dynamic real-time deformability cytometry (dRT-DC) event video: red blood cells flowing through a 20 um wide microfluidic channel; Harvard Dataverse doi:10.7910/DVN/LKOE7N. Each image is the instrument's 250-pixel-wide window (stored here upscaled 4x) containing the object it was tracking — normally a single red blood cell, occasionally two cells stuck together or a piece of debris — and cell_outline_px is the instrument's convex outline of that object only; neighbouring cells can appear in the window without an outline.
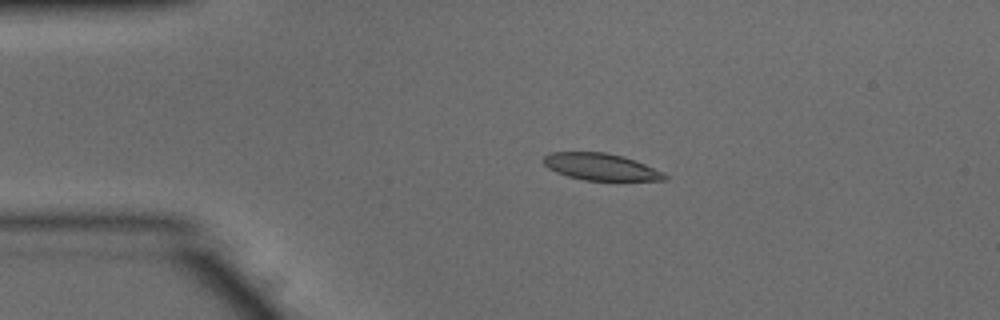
{"species": "common noctule bat (a hibernating species)", "species_latin": "Nyctalus noctula", "temperature_condition": "warm", "stored_images_in_passage": 42, "camera_frame_rate_fps": 3000, "um_per_image_px": 0.085, "animal": {"sex": "male", "body_mass_g": 15.6}, "frame": {"image": 1, "passage_image": 1, "time_ms": 0.0, "image_size_px": [1000, 320], "cell_outline_px": [[668, 180], [584, 180], [568, 176], [556, 172], [548, 168], [544, 164], [544, 156], [548, 152], [604, 152], [620, 156], [644, 164], [664, 172], [668, 176]], "centroid_in_image_um": [51.05, 14.18], "position_along_channel_um": 34.0, "area_um2": 18.73}}
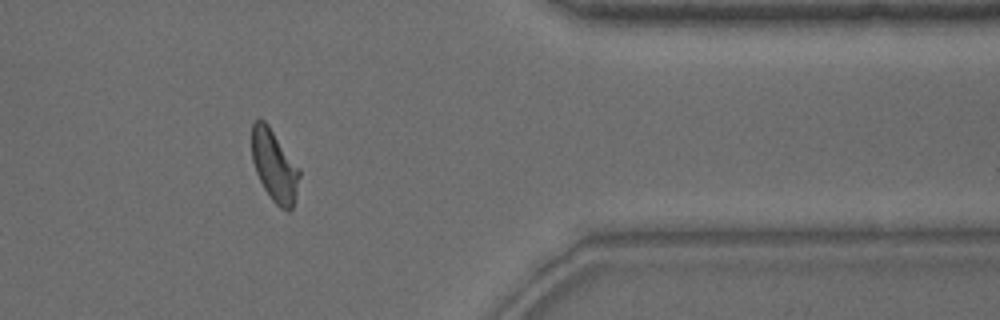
{"frame": {"image": 2, "passage_image": 33, "time_ms": 10.667, "image_size_px": [1000, 320], "cell_outline_px": [[300, 176], [292, 208], [288, 212], [280, 208], [272, 200], [264, 188], [256, 172], [252, 160], [252, 124], [256, 120], [264, 120], [268, 124], [300, 168]], "centroid_in_image_um": [23.33, 14.09], "position_along_channel_um": 388.1, "area_um2": 19.77}}
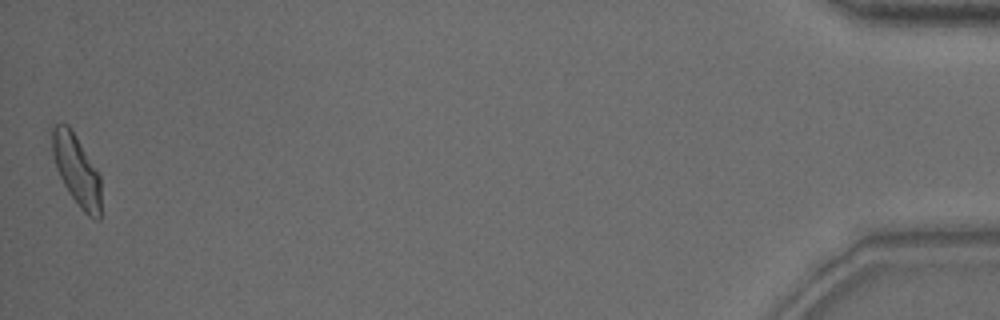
{"frame": {"image": 3, "passage_image": 42, "time_ms": 13.667, "image_size_px": [1000, 320], "cell_outline_px": [[100, 220], [96, 220], [88, 216], [80, 208], [68, 192], [56, 168], [52, 152], [52, 128], [56, 124], [68, 124], [76, 136], [100, 176]], "centroid_in_image_um": [6.5, 14.48], "position_along_channel_um": 428.7, "area_um2": 19.83}, "authors_computed_cell_mechanics": {"area_um2": 19.7676, "velocity_mm_per_s": 3.8707, "shape_relaxation_time_tau1_ms": 3.2403, "shape_relaxation_time_tau2_ms": 1.1935, "deformation_change_tau1": 0.1427, "deformation_change_tau2": 0.0753}}